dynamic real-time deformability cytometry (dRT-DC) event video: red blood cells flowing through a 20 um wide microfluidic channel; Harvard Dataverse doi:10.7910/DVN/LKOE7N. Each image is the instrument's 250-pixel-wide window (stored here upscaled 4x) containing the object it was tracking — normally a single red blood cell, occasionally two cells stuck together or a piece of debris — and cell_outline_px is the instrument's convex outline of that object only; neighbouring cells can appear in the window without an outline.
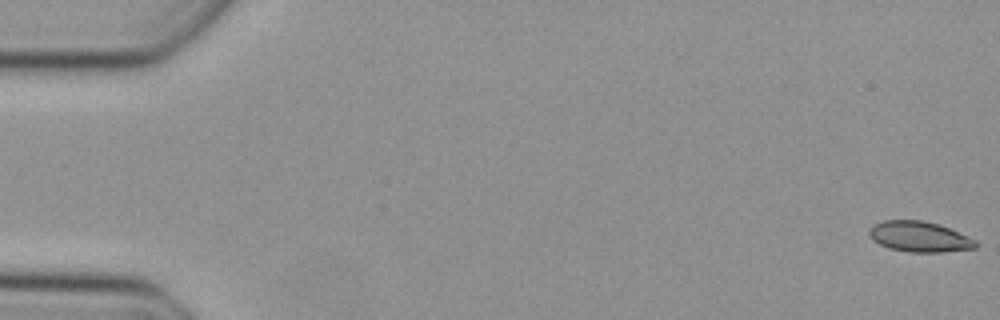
{"species": "Egyptian fruit bat (a non-hibernating species)", "species_latin": "Rousettus aegyptiacus", "temperature_condition": "cold", "stored_images_in_passage": 18, "camera_frame_rate_fps": 3000, "um_per_image_px": 0.085, "animal": {"sex": "female"}, "frame": {"image": 1, "passage_image": 1, "time_ms": 0.0, "image_size_px": [1000, 320], "cell_outline_px": [[976, 248], [940, 252], [908, 252], [888, 248], [872, 240], [868, 232], [876, 224], [884, 220], [920, 220], [936, 224], [948, 228], [976, 240]], "centroid_in_image_um": [78.13, 20.13], "position_along_channel_um": 6.9, "area_um2": 18.61}}
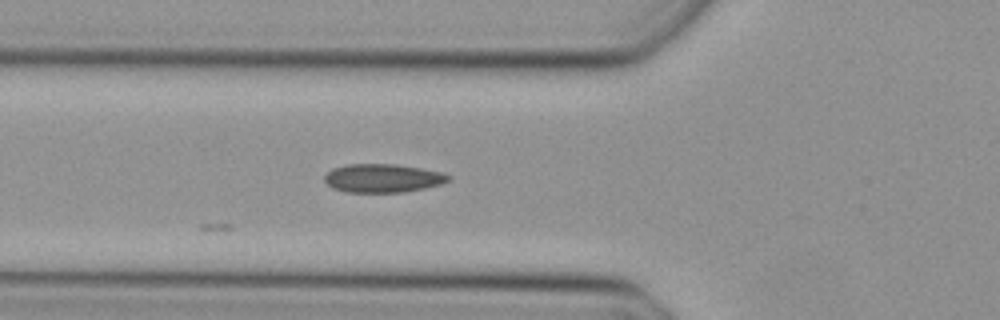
{"frame": {"image": 2, "passage_image": 18, "time_ms": 5.667, "image_size_px": [1000, 320], "cell_outline_px": [[452, 176], [448, 180], [440, 184], [424, 188], [404, 192], [348, 192], [332, 188], [324, 180], [324, 176], [332, 168], [348, 164], [396, 164], [420, 168], [440, 172]], "centroid_in_image_um": [32.51, 15.14], "position_along_channel_um": 93.3, "area_um2": 20.46}}